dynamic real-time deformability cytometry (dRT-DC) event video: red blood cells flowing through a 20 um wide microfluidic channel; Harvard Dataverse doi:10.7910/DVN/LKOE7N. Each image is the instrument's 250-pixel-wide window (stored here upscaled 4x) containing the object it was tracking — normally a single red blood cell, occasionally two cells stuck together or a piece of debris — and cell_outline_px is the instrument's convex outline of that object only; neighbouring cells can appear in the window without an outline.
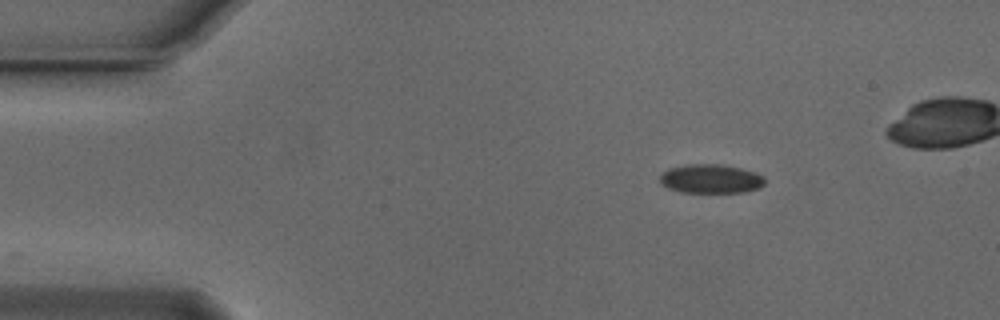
{"species": "Egyptian fruit bat (a non-hibernating species)", "species_latin": "Rousettus aegyptiacus", "temperature_condition": "cold", "stored_images_in_passage": 10, "camera_frame_rate_fps": 3000, "um_per_image_px": 0.085, "animal": {"sex": "male"}, "frame": {"image": 1, "passage_image": 1, "time_ms": 0.0, "image_size_px": [1000, 320], "cell_outline_px": [[764, 184], [760, 188], [748, 192], [680, 192], [668, 188], [660, 180], [660, 176], [668, 168], [688, 164], [724, 164], [756, 172], [764, 176]], "centroid_in_image_um": [60.46, 15.19], "position_along_channel_um": 24.5, "area_um2": 17.8}}